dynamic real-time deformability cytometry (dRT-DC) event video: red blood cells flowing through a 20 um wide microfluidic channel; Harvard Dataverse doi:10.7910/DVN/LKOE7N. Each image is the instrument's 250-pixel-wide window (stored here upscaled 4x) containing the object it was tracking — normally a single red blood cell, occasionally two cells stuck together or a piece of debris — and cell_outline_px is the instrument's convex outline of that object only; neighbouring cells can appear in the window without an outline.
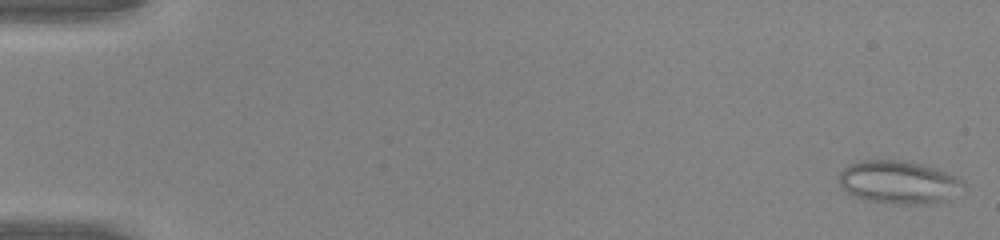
{"species": "common noctule bat (a hibernating species)", "species_latin": "Nyctalus noctula", "temperature_condition": "warm", "stored_images_in_passage": 49, "camera_frame_rate_fps": 3000, "um_per_image_px": 0.085, "animal": {"sex": "male", "body_mass_g": 20.0, "forearm_length_mm": 53.3}, "frame": {"image": 1, "passage_image": 1, "time_ms": 0.0, "image_size_px": [1000, 240], "cell_outline_px": [[964, 188], [944, 200], [932, 204], [892, 204], [872, 200], [856, 196], [848, 192], [840, 184], [840, 172], [848, 164], [860, 160], [904, 160], [920, 164], [956, 176], [964, 180]], "centroid_in_image_um": [76.4, 15.48], "position_along_channel_um": 8.6, "area_um2": 30.81}}
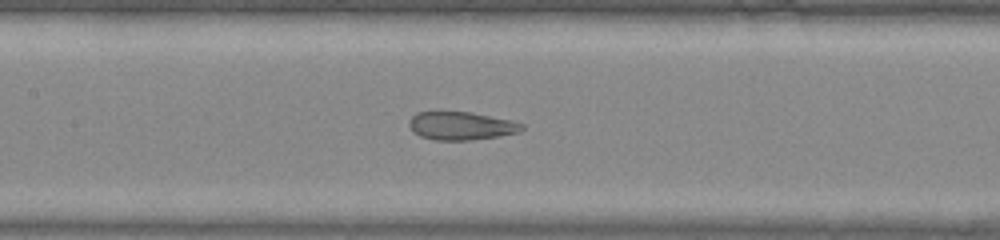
{"frame": {"image": 2, "passage_image": 24, "time_ms": 7.667, "image_size_px": [1000, 240], "cell_outline_px": [[524, 128], [520, 132], [500, 136], [468, 140], [436, 140], [420, 136], [412, 132], [408, 124], [408, 120], [416, 112], [436, 108], [472, 112], [508, 120], [524, 124]], "centroid_in_image_um": [39.1, 10.64], "position_along_channel_um": 168.3, "area_um2": 19.31}}
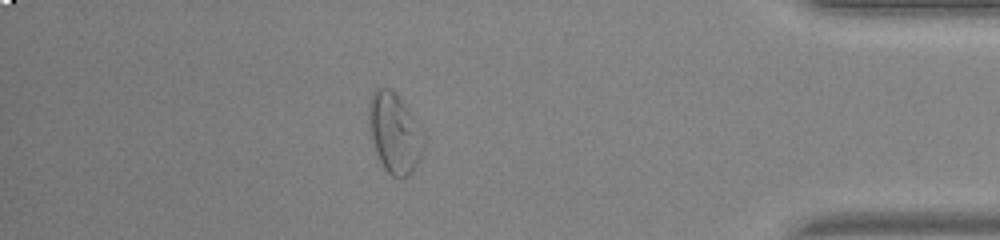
{"frame": {"image": 3, "passage_image": 43, "time_ms": 14.0, "image_size_px": [1000, 240], "cell_outline_px": [[424, 148], [412, 172], [408, 176], [392, 176], [384, 168], [376, 152], [368, 128], [368, 104], [372, 92], [376, 88], [388, 88], [408, 108], [424, 132]], "centroid_in_image_um": [33.52, 11.3], "position_along_channel_um": 401.7, "area_um2": 25.43}, "authors_computed_cell_mechanics": {"area_um2": 24.3338, "velocity_mm_per_s": 4.2485, "shape_relaxation_time_tau1_ms": null, "shape_relaxation_time_tau2_ms": 0.9041, "deformation_change_tau1": null, "deformation_change_tau2": 0.0885}}